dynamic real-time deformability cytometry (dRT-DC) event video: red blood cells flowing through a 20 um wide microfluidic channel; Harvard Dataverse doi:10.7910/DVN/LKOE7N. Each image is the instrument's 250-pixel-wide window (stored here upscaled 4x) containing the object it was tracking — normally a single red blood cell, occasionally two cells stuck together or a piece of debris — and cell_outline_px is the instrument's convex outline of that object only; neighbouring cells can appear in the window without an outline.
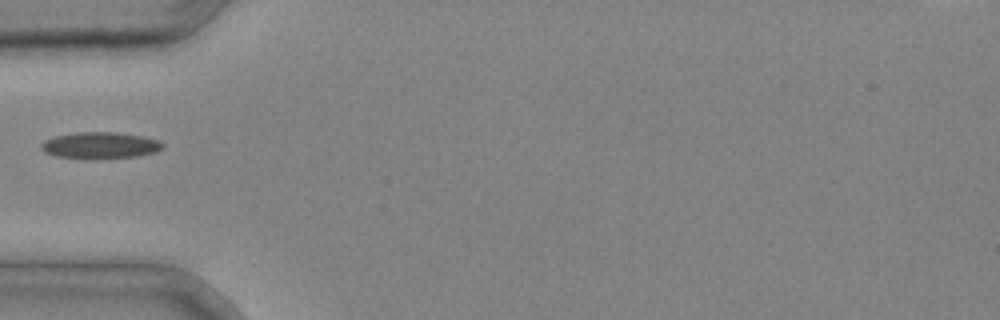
{"species": "common noctule bat (a hibernating species)", "species_latin": "Nyctalus noctula", "temperature_condition": "cold", "stored_images_in_passage": 1, "camera_frame_rate_fps": 3000, "um_per_image_px": 0.085, "animal": {"sex": "male", "body_mass_g": 20.4}, "frame": {"image": 1, "passage_image": 1, "time_ms": 0.0, "image_size_px": [1000, 320], "cell_outline_px": [[164, 148], [156, 152], [136, 156], [100, 160], [84, 160], [56, 156], [44, 152], [40, 148], [40, 144], [44, 140], [56, 136], [76, 132], [116, 132], [144, 136], [160, 140], [164, 144]], "centroid_in_image_um": [8.52, 12.38], "position_along_channel_um": 76.5, "area_um2": 19.42}}